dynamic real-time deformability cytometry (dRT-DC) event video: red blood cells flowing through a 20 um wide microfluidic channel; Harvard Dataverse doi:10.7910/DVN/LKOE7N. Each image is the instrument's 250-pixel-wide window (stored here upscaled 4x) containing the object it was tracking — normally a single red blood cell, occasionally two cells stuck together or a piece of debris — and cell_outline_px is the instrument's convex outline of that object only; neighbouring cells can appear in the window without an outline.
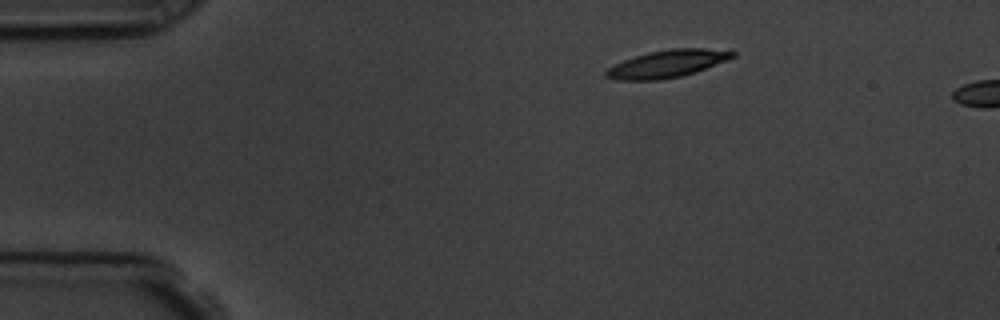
{"species": "common noctule bat (a hibernating species)", "species_latin": "Nyctalus noctula", "temperature_condition": "room temperature", "stored_images_in_passage": 3, "camera_frame_rate_fps": 3000, "um_per_image_px": 0.085, "animal": {"sex": "male", "body_mass_g": 19.5, "forearm_length_mm": 54.6}, "frame": {"image": 1, "passage_image": 1, "time_ms": 0.0, "image_size_px": [1000, 320], "cell_outline_px": [[736, 56], [696, 72], [680, 76], [660, 80], [616, 80], [604, 76], [604, 72], [608, 68], [624, 60], [648, 52], [668, 48], [704, 48], [736, 52]], "centroid_in_image_um": [56.69, 5.42], "position_along_channel_um": 28.3, "area_um2": 20.11}}